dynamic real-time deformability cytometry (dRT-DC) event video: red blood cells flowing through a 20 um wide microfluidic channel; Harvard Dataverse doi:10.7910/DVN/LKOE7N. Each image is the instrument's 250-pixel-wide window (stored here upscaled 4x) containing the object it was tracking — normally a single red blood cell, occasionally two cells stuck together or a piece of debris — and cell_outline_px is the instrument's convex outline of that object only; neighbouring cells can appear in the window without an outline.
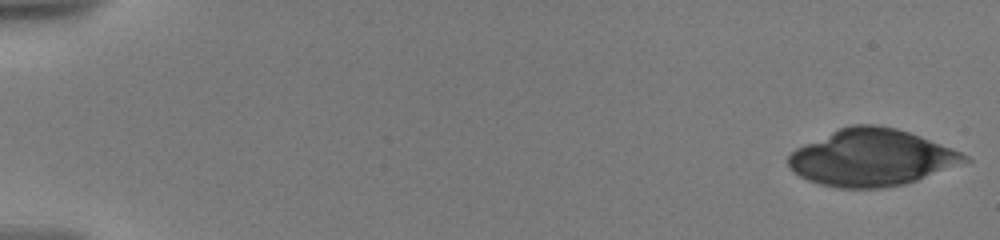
{"species": "human", "species_latin": "Homo sapiens", "temperature_condition": "warm", "stored_images_in_passage": 44, "camera_frame_rate_fps": 3000, "um_per_image_px": 0.085, "donor": {"sex": "male"}, "frame": {"image": 1, "passage_image": 1, "time_ms": 0.0, "image_size_px": [1000, 240], "cell_outline_px": [[972, 160], [916, 180], [904, 184], [884, 188], [836, 188], [820, 184], [808, 180], [792, 172], [788, 168], [788, 156], [796, 148], [804, 144], [840, 128], [852, 124], [876, 124], [896, 128], [920, 136], [952, 148], [968, 156]], "centroid_in_image_um": [74.06, 13.41], "position_along_channel_um": 10.9, "area_um2": 58.09}}